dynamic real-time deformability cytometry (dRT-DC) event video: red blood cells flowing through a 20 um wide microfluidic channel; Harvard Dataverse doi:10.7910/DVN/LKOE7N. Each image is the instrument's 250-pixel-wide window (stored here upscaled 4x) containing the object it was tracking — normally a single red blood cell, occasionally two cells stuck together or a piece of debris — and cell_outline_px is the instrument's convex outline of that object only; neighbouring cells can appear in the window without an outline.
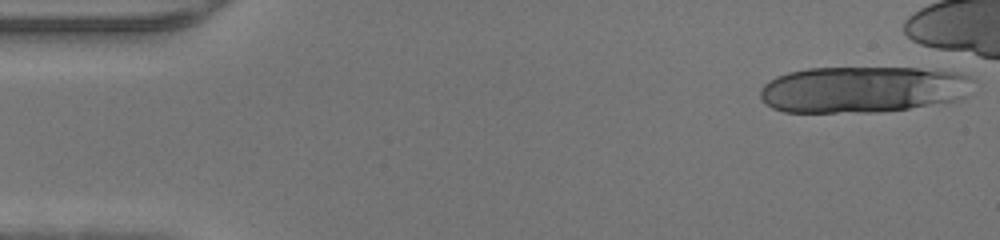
{"species": "human", "species_latin": "Homo sapiens", "temperature_condition": "warm", "stored_images_in_passage": 7, "camera_frame_rate_fps": 3000, "um_per_image_px": 0.085, "donor": {"sex": "male"}, "frame": {"image": 1, "passage_image": 1, "time_ms": 0.0, "image_size_px": [1000, 240], "cell_outline_px": [[972, 80], [964, 96], [952, 100], [908, 108], [880, 112], [784, 112], [772, 108], [760, 96], [760, 88], [764, 84], [776, 76], [788, 72], [808, 68], [920, 68], [960, 72], [968, 76]], "centroid_in_image_um": [73.27, 7.59], "position_along_channel_um": 11.7, "area_um2": 57.22}}